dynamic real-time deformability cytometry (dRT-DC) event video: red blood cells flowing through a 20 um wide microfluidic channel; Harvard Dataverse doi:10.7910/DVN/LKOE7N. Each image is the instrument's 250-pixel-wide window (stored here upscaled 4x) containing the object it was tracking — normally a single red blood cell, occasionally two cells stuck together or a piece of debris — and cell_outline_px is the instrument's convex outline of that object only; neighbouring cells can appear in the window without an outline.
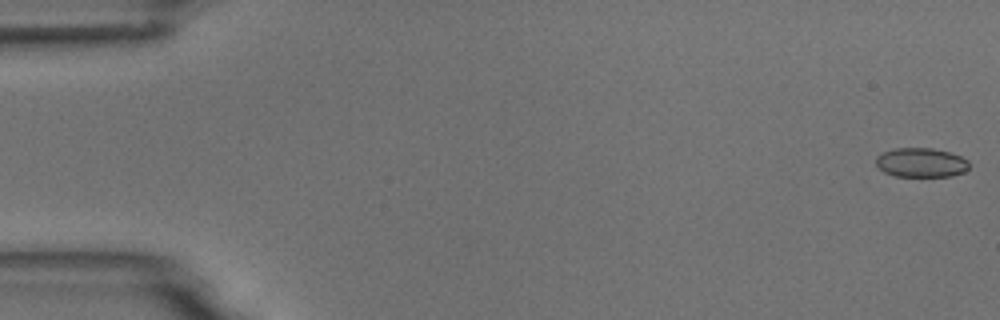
{"species": "common noctule bat (a hibernating species)", "species_latin": "Nyctalus noctula", "temperature_condition": "room temperature", "stored_images_in_passage": 9, "camera_frame_rate_fps": 3000, "um_per_image_px": 0.085, "animal": {"sex": "male", "body_mass_g": 18.8}, "frame": {"image": 1, "passage_image": 1, "time_ms": 0.0, "image_size_px": [1000, 320], "cell_outline_px": [[968, 168], [964, 172], [952, 176], [896, 176], [884, 172], [876, 164], [876, 156], [884, 152], [896, 148], [932, 148], [948, 152], [960, 156], [968, 160]], "centroid_in_image_um": [78.29, 13.82], "position_along_channel_um": 6.7, "area_um2": 15.78}}
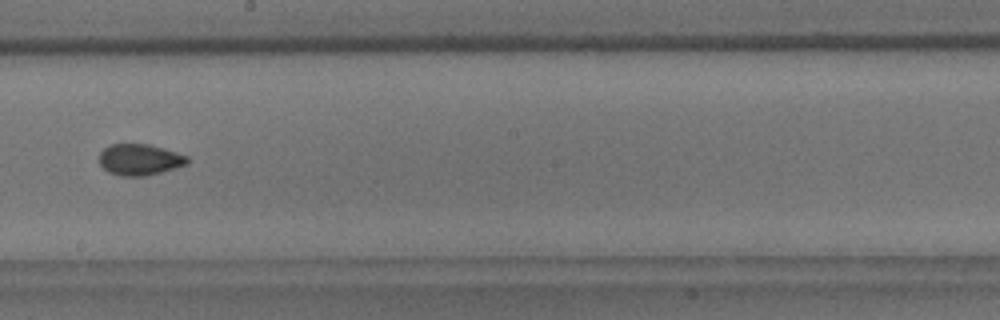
{"frame": {"image": 2, "passage_image": 9, "time_ms": 10.0, "image_size_px": [1000, 320], "cell_outline_px": [[188, 164], [176, 168], [144, 176], [120, 176], [108, 172], [100, 164], [100, 152], [104, 148], [112, 144], [148, 144], [176, 152], [188, 156]], "centroid_in_image_um": [11.87, 13.57], "position_along_channel_um": 236.3, "area_um2": 15.95}}